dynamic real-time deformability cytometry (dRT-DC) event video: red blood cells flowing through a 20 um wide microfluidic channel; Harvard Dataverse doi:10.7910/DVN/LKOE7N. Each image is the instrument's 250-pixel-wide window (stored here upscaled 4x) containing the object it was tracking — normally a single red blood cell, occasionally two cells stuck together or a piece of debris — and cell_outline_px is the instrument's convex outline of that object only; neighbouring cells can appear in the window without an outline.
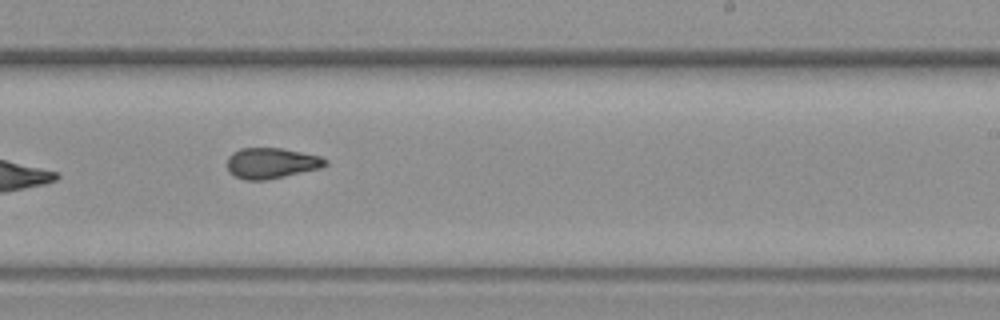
{"species": "common noctule bat (a hibernating species)", "species_latin": "Nyctalus noctula", "temperature_condition": "warm", "stored_images_in_passage": 11, "camera_frame_rate_fps": 3000, "um_per_image_px": 0.085, "animal": {"sex": "female", "body_mass_g": 19.3, "forearm_length_mm": 54.1}, "frame": {"image": 1, "passage_image": 10, "time_ms": 3.0, "image_size_px": [1000, 320], "cell_outline_px": [[328, 164], [320, 168], [284, 176], [264, 180], [244, 180], [228, 172], [228, 156], [232, 152], [240, 148], [280, 148], [320, 156], [328, 160]], "centroid_in_image_um": [23.05, 13.86], "position_along_channel_um": 266.0, "area_um2": 17.46}}
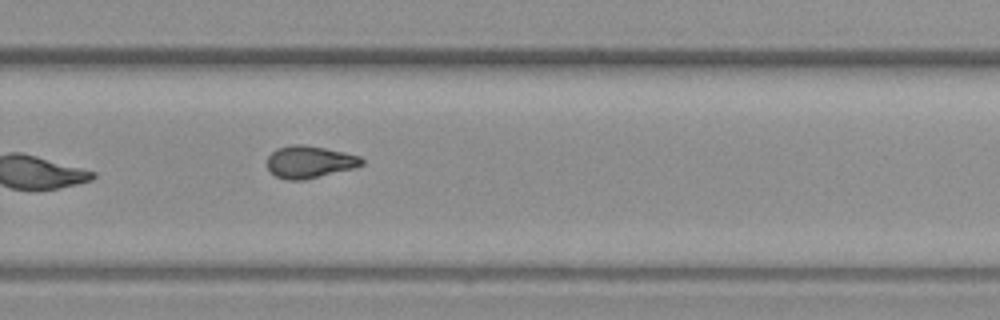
{"frame": {"image": 2, "passage_image": 11, "time_ms": 3.333, "image_size_px": [1000, 320], "cell_outline_px": [[364, 164], [352, 168], [304, 180], [288, 180], [276, 176], [268, 168], [268, 156], [276, 148], [292, 144], [304, 144], [344, 152], [360, 156], [364, 160]], "centroid_in_image_um": [26.3, 13.75], "position_along_channel_um": 303.5, "area_um2": 17.63}}